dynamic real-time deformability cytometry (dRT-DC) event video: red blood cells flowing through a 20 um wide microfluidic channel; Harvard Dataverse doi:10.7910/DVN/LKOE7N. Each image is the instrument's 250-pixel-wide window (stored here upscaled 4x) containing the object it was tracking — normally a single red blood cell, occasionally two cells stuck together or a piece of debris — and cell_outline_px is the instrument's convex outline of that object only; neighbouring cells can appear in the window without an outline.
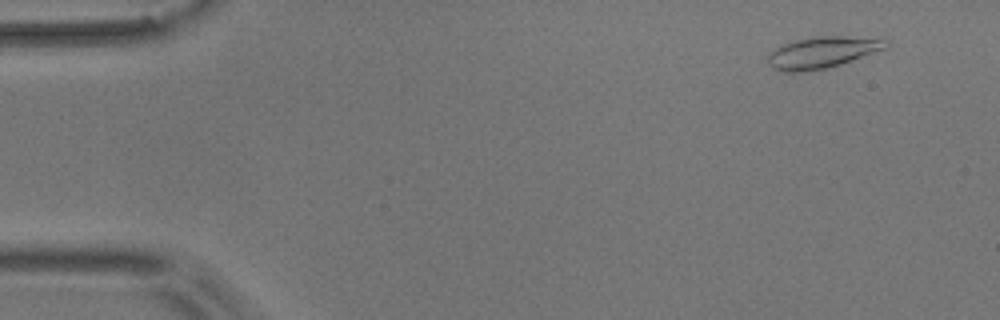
{"species": "common noctule bat (a hibernating species)", "species_latin": "Nyctalus noctula", "temperature_condition": "room temperature", "stored_images_in_passage": 11, "camera_frame_rate_fps": 3000, "um_per_image_px": 0.085, "animal": {"sex": "male", "body_mass_g": 17.9}, "frame": {"image": 1, "passage_image": 4, "time_ms": 1.0, "image_size_px": [1000, 320], "cell_outline_px": [[888, 44], [884, 48], [840, 64], [828, 68], [800, 72], [784, 72], [772, 68], [768, 64], [768, 52], [780, 44], [796, 40], [816, 36], [840, 36], [888, 40]], "centroid_in_image_um": [69.77, 4.46], "position_along_channel_um": 15.2, "area_um2": 21.39}}